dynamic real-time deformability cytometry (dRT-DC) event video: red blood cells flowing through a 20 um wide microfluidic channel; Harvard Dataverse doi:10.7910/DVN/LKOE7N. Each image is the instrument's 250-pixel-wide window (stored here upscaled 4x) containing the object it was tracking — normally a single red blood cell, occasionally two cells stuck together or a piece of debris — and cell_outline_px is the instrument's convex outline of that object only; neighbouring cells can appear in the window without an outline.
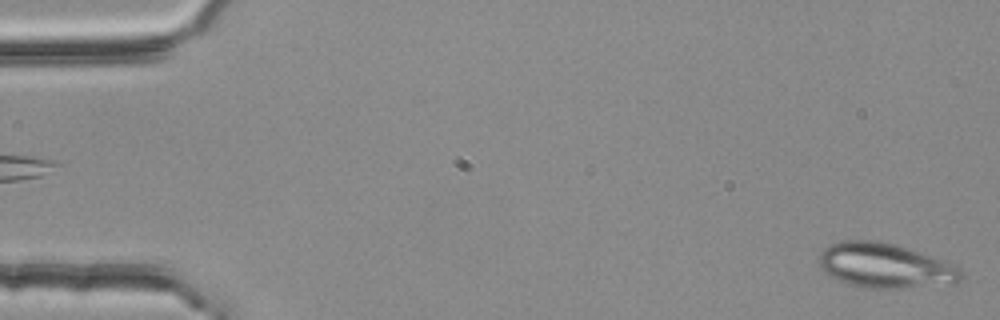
{"species": "common noctule bat (a hibernating species)", "species_latin": "Nyctalus noctula", "temperature_condition": "room temperature", "stored_images_in_passage": 3, "camera_frame_rate_fps": 3000, "um_per_image_px": 0.085, "animal": {"sex": "female", "body_mass_g": 25.1}, "frame": {"image": 1, "passage_image": 3, "time_ms": 0.667, "image_size_px": [1000, 320], "cell_outline_px": [[964, 280], [952, 284], [908, 288], [864, 288], [848, 284], [824, 272], [820, 268], [820, 252], [828, 244], [840, 240], [876, 240], [900, 244], [944, 260], [960, 268], [964, 276]], "centroid_in_image_um": [75.28, 22.57], "position_along_channel_um": 9.7, "area_um2": 37.8}}